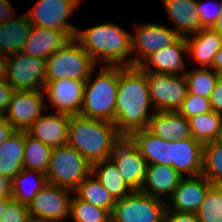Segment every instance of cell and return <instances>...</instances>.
<instances>
[{"label":"cell","instance_id":"cell-1","mask_svg":"<svg viewBox=\"0 0 222 222\" xmlns=\"http://www.w3.org/2000/svg\"><path fill=\"white\" fill-rule=\"evenodd\" d=\"M153 105L145 73L139 67H120L114 125L122 136L146 129Z\"/></svg>","mask_w":222,"mask_h":222},{"label":"cell","instance_id":"cell-2","mask_svg":"<svg viewBox=\"0 0 222 222\" xmlns=\"http://www.w3.org/2000/svg\"><path fill=\"white\" fill-rule=\"evenodd\" d=\"M74 39L97 66L98 63L104 66H132L131 33L114 23L105 22L85 30L77 29Z\"/></svg>","mask_w":222,"mask_h":222},{"label":"cell","instance_id":"cell-3","mask_svg":"<svg viewBox=\"0 0 222 222\" xmlns=\"http://www.w3.org/2000/svg\"><path fill=\"white\" fill-rule=\"evenodd\" d=\"M122 137L114 123L71 115L67 144L91 165L109 159L114 145Z\"/></svg>","mask_w":222,"mask_h":222},{"label":"cell","instance_id":"cell-4","mask_svg":"<svg viewBox=\"0 0 222 222\" xmlns=\"http://www.w3.org/2000/svg\"><path fill=\"white\" fill-rule=\"evenodd\" d=\"M86 80L80 116L114 123L119 84V66H103Z\"/></svg>","mask_w":222,"mask_h":222},{"label":"cell","instance_id":"cell-5","mask_svg":"<svg viewBox=\"0 0 222 222\" xmlns=\"http://www.w3.org/2000/svg\"><path fill=\"white\" fill-rule=\"evenodd\" d=\"M92 165L74 148L65 144L51 151L47 182L74 192L91 174Z\"/></svg>","mask_w":222,"mask_h":222},{"label":"cell","instance_id":"cell-6","mask_svg":"<svg viewBox=\"0 0 222 222\" xmlns=\"http://www.w3.org/2000/svg\"><path fill=\"white\" fill-rule=\"evenodd\" d=\"M97 65L73 38L64 48L46 59V81L59 79L87 80Z\"/></svg>","mask_w":222,"mask_h":222},{"label":"cell","instance_id":"cell-7","mask_svg":"<svg viewBox=\"0 0 222 222\" xmlns=\"http://www.w3.org/2000/svg\"><path fill=\"white\" fill-rule=\"evenodd\" d=\"M166 201L141 191L117 200L110 215L111 222H165Z\"/></svg>","mask_w":222,"mask_h":222},{"label":"cell","instance_id":"cell-8","mask_svg":"<svg viewBox=\"0 0 222 222\" xmlns=\"http://www.w3.org/2000/svg\"><path fill=\"white\" fill-rule=\"evenodd\" d=\"M5 80L15 91H41L46 84V60L24 52L7 56Z\"/></svg>","mask_w":222,"mask_h":222},{"label":"cell","instance_id":"cell-9","mask_svg":"<svg viewBox=\"0 0 222 222\" xmlns=\"http://www.w3.org/2000/svg\"><path fill=\"white\" fill-rule=\"evenodd\" d=\"M144 73L148 82L150 99L153 105L152 112L178 111L188 92L184 74Z\"/></svg>","mask_w":222,"mask_h":222},{"label":"cell","instance_id":"cell-10","mask_svg":"<svg viewBox=\"0 0 222 222\" xmlns=\"http://www.w3.org/2000/svg\"><path fill=\"white\" fill-rule=\"evenodd\" d=\"M131 34L132 67H138L154 52L175 44L181 37L166 25L158 23L135 24Z\"/></svg>","mask_w":222,"mask_h":222},{"label":"cell","instance_id":"cell-11","mask_svg":"<svg viewBox=\"0 0 222 222\" xmlns=\"http://www.w3.org/2000/svg\"><path fill=\"white\" fill-rule=\"evenodd\" d=\"M74 192L47 184L29 203L30 218L43 222H66L70 216L71 196Z\"/></svg>","mask_w":222,"mask_h":222},{"label":"cell","instance_id":"cell-12","mask_svg":"<svg viewBox=\"0 0 222 222\" xmlns=\"http://www.w3.org/2000/svg\"><path fill=\"white\" fill-rule=\"evenodd\" d=\"M82 1L38 0L26 15L33 26L66 31L75 38L77 28L68 21Z\"/></svg>","mask_w":222,"mask_h":222},{"label":"cell","instance_id":"cell-13","mask_svg":"<svg viewBox=\"0 0 222 222\" xmlns=\"http://www.w3.org/2000/svg\"><path fill=\"white\" fill-rule=\"evenodd\" d=\"M109 159L114 163L133 191H140L148 163L128 136H123L113 148Z\"/></svg>","mask_w":222,"mask_h":222},{"label":"cell","instance_id":"cell-14","mask_svg":"<svg viewBox=\"0 0 222 222\" xmlns=\"http://www.w3.org/2000/svg\"><path fill=\"white\" fill-rule=\"evenodd\" d=\"M44 94V90L14 91L4 117L16 130L26 131L44 110H48Z\"/></svg>","mask_w":222,"mask_h":222},{"label":"cell","instance_id":"cell-15","mask_svg":"<svg viewBox=\"0 0 222 222\" xmlns=\"http://www.w3.org/2000/svg\"><path fill=\"white\" fill-rule=\"evenodd\" d=\"M85 83V80L67 78L46 81L44 93L49 101L45 104L59 113L80 115Z\"/></svg>","mask_w":222,"mask_h":222},{"label":"cell","instance_id":"cell-16","mask_svg":"<svg viewBox=\"0 0 222 222\" xmlns=\"http://www.w3.org/2000/svg\"><path fill=\"white\" fill-rule=\"evenodd\" d=\"M212 185L203 175L183 177L166 200V211L196 213Z\"/></svg>","mask_w":222,"mask_h":222},{"label":"cell","instance_id":"cell-17","mask_svg":"<svg viewBox=\"0 0 222 222\" xmlns=\"http://www.w3.org/2000/svg\"><path fill=\"white\" fill-rule=\"evenodd\" d=\"M184 53H187V43L181 37L175 44L151 54L138 67L143 72L182 75L186 72Z\"/></svg>","mask_w":222,"mask_h":222},{"label":"cell","instance_id":"cell-18","mask_svg":"<svg viewBox=\"0 0 222 222\" xmlns=\"http://www.w3.org/2000/svg\"><path fill=\"white\" fill-rule=\"evenodd\" d=\"M71 115L54 112L42 114L27 130V134L52 148L67 144Z\"/></svg>","mask_w":222,"mask_h":222},{"label":"cell","instance_id":"cell-19","mask_svg":"<svg viewBox=\"0 0 222 222\" xmlns=\"http://www.w3.org/2000/svg\"><path fill=\"white\" fill-rule=\"evenodd\" d=\"M72 39L73 37L66 31L32 25L22 52L46 60L57 50L64 48Z\"/></svg>","mask_w":222,"mask_h":222},{"label":"cell","instance_id":"cell-20","mask_svg":"<svg viewBox=\"0 0 222 222\" xmlns=\"http://www.w3.org/2000/svg\"><path fill=\"white\" fill-rule=\"evenodd\" d=\"M203 144L193 137L171 142V166L182 177H195L202 173Z\"/></svg>","mask_w":222,"mask_h":222},{"label":"cell","instance_id":"cell-21","mask_svg":"<svg viewBox=\"0 0 222 222\" xmlns=\"http://www.w3.org/2000/svg\"><path fill=\"white\" fill-rule=\"evenodd\" d=\"M172 29L180 37H188L204 27L197 12V0H162Z\"/></svg>","mask_w":222,"mask_h":222},{"label":"cell","instance_id":"cell-22","mask_svg":"<svg viewBox=\"0 0 222 222\" xmlns=\"http://www.w3.org/2000/svg\"><path fill=\"white\" fill-rule=\"evenodd\" d=\"M182 178L172 166L161 164L148 165L145 180L140 191L166 201L168 197L172 196Z\"/></svg>","mask_w":222,"mask_h":222},{"label":"cell","instance_id":"cell-23","mask_svg":"<svg viewBox=\"0 0 222 222\" xmlns=\"http://www.w3.org/2000/svg\"><path fill=\"white\" fill-rule=\"evenodd\" d=\"M146 129L154 136L168 142L192 137L188 120L178 111L153 112Z\"/></svg>","mask_w":222,"mask_h":222},{"label":"cell","instance_id":"cell-24","mask_svg":"<svg viewBox=\"0 0 222 222\" xmlns=\"http://www.w3.org/2000/svg\"><path fill=\"white\" fill-rule=\"evenodd\" d=\"M187 54L200 68H212L214 56L222 47V37L212 28H203L186 37Z\"/></svg>","mask_w":222,"mask_h":222},{"label":"cell","instance_id":"cell-25","mask_svg":"<svg viewBox=\"0 0 222 222\" xmlns=\"http://www.w3.org/2000/svg\"><path fill=\"white\" fill-rule=\"evenodd\" d=\"M128 137L137 146L148 165L171 166V142L154 136L147 129L134 131Z\"/></svg>","mask_w":222,"mask_h":222},{"label":"cell","instance_id":"cell-26","mask_svg":"<svg viewBox=\"0 0 222 222\" xmlns=\"http://www.w3.org/2000/svg\"><path fill=\"white\" fill-rule=\"evenodd\" d=\"M31 28L26 13L0 24V54L10 56L21 52Z\"/></svg>","mask_w":222,"mask_h":222},{"label":"cell","instance_id":"cell-27","mask_svg":"<svg viewBox=\"0 0 222 222\" xmlns=\"http://www.w3.org/2000/svg\"><path fill=\"white\" fill-rule=\"evenodd\" d=\"M26 131L16 130L0 144V175L12 180L23 169Z\"/></svg>","mask_w":222,"mask_h":222},{"label":"cell","instance_id":"cell-28","mask_svg":"<svg viewBox=\"0 0 222 222\" xmlns=\"http://www.w3.org/2000/svg\"><path fill=\"white\" fill-rule=\"evenodd\" d=\"M91 173L110 193L115 201L121 200L133 192L110 159L93 164Z\"/></svg>","mask_w":222,"mask_h":222},{"label":"cell","instance_id":"cell-29","mask_svg":"<svg viewBox=\"0 0 222 222\" xmlns=\"http://www.w3.org/2000/svg\"><path fill=\"white\" fill-rule=\"evenodd\" d=\"M11 198L22 204L29 203L47 184V177L39 171L22 169L12 180Z\"/></svg>","mask_w":222,"mask_h":222},{"label":"cell","instance_id":"cell-30","mask_svg":"<svg viewBox=\"0 0 222 222\" xmlns=\"http://www.w3.org/2000/svg\"><path fill=\"white\" fill-rule=\"evenodd\" d=\"M191 136L205 144L222 139V115L210 111L188 119Z\"/></svg>","mask_w":222,"mask_h":222},{"label":"cell","instance_id":"cell-31","mask_svg":"<svg viewBox=\"0 0 222 222\" xmlns=\"http://www.w3.org/2000/svg\"><path fill=\"white\" fill-rule=\"evenodd\" d=\"M74 194L79 199L106 210L110 215L116 203L92 173L78 185Z\"/></svg>","mask_w":222,"mask_h":222},{"label":"cell","instance_id":"cell-32","mask_svg":"<svg viewBox=\"0 0 222 222\" xmlns=\"http://www.w3.org/2000/svg\"><path fill=\"white\" fill-rule=\"evenodd\" d=\"M52 147L29 136L26 132L23 168L46 174L49 168Z\"/></svg>","mask_w":222,"mask_h":222},{"label":"cell","instance_id":"cell-33","mask_svg":"<svg viewBox=\"0 0 222 222\" xmlns=\"http://www.w3.org/2000/svg\"><path fill=\"white\" fill-rule=\"evenodd\" d=\"M201 175L213 185H222V139L203 144Z\"/></svg>","mask_w":222,"mask_h":222},{"label":"cell","instance_id":"cell-34","mask_svg":"<svg viewBox=\"0 0 222 222\" xmlns=\"http://www.w3.org/2000/svg\"><path fill=\"white\" fill-rule=\"evenodd\" d=\"M189 93L208 98L218 81L217 73L212 68H194L184 73Z\"/></svg>","mask_w":222,"mask_h":222},{"label":"cell","instance_id":"cell-35","mask_svg":"<svg viewBox=\"0 0 222 222\" xmlns=\"http://www.w3.org/2000/svg\"><path fill=\"white\" fill-rule=\"evenodd\" d=\"M199 222H222V185H212L198 211Z\"/></svg>","mask_w":222,"mask_h":222},{"label":"cell","instance_id":"cell-36","mask_svg":"<svg viewBox=\"0 0 222 222\" xmlns=\"http://www.w3.org/2000/svg\"><path fill=\"white\" fill-rule=\"evenodd\" d=\"M69 217L73 222H111L106 210L85 202L76 195L71 198Z\"/></svg>","mask_w":222,"mask_h":222},{"label":"cell","instance_id":"cell-37","mask_svg":"<svg viewBox=\"0 0 222 222\" xmlns=\"http://www.w3.org/2000/svg\"><path fill=\"white\" fill-rule=\"evenodd\" d=\"M212 111L211 104L208 98H203L193 93L187 92L182 106L178 112L187 120L191 117L205 114Z\"/></svg>","mask_w":222,"mask_h":222},{"label":"cell","instance_id":"cell-38","mask_svg":"<svg viewBox=\"0 0 222 222\" xmlns=\"http://www.w3.org/2000/svg\"><path fill=\"white\" fill-rule=\"evenodd\" d=\"M197 12L202 26L204 28H212L222 14V0L217 3L214 1L203 3L197 0Z\"/></svg>","mask_w":222,"mask_h":222},{"label":"cell","instance_id":"cell-39","mask_svg":"<svg viewBox=\"0 0 222 222\" xmlns=\"http://www.w3.org/2000/svg\"><path fill=\"white\" fill-rule=\"evenodd\" d=\"M30 219L28 205L11 198L6 203L0 222H29Z\"/></svg>","mask_w":222,"mask_h":222},{"label":"cell","instance_id":"cell-40","mask_svg":"<svg viewBox=\"0 0 222 222\" xmlns=\"http://www.w3.org/2000/svg\"><path fill=\"white\" fill-rule=\"evenodd\" d=\"M14 91L6 80H0V116H5Z\"/></svg>","mask_w":222,"mask_h":222},{"label":"cell","instance_id":"cell-41","mask_svg":"<svg viewBox=\"0 0 222 222\" xmlns=\"http://www.w3.org/2000/svg\"><path fill=\"white\" fill-rule=\"evenodd\" d=\"M165 222H199L196 213L166 211Z\"/></svg>","mask_w":222,"mask_h":222},{"label":"cell","instance_id":"cell-42","mask_svg":"<svg viewBox=\"0 0 222 222\" xmlns=\"http://www.w3.org/2000/svg\"><path fill=\"white\" fill-rule=\"evenodd\" d=\"M209 101L212 111L222 115V82L217 81L215 88L209 97Z\"/></svg>","mask_w":222,"mask_h":222},{"label":"cell","instance_id":"cell-43","mask_svg":"<svg viewBox=\"0 0 222 222\" xmlns=\"http://www.w3.org/2000/svg\"><path fill=\"white\" fill-rule=\"evenodd\" d=\"M14 11L8 0H0V24L12 20L16 15Z\"/></svg>","mask_w":222,"mask_h":222},{"label":"cell","instance_id":"cell-44","mask_svg":"<svg viewBox=\"0 0 222 222\" xmlns=\"http://www.w3.org/2000/svg\"><path fill=\"white\" fill-rule=\"evenodd\" d=\"M15 131L16 129L6 120V118L0 116V144L12 136Z\"/></svg>","mask_w":222,"mask_h":222},{"label":"cell","instance_id":"cell-45","mask_svg":"<svg viewBox=\"0 0 222 222\" xmlns=\"http://www.w3.org/2000/svg\"><path fill=\"white\" fill-rule=\"evenodd\" d=\"M12 194L11 180L0 175V200H10Z\"/></svg>","mask_w":222,"mask_h":222},{"label":"cell","instance_id":"cell-46","mask_svg":"<svg viewBox=\"0 0 222 222\" xmlns=\"http://www.w3.org/2000/svg\"><path fill=\"white\" fill-rule=\"evenodd\" d=\"M212 69L217 73L222 70V47L214 56Z\"/></svg>","mask_w":222,"mask_h":222},{"label":"cell","instance_id":"cell-47","mask_svg":"<svg viewBox=\"0 0 222 222\" xmlns=\"http://www.w3.org/2000/svg\"><path fill=\"white\" fill-rule=\"evenodd\" d=\"M7 68V56L0 54V80H5Z\"/></svg>","mask_w":222,"mask_h":222},{"label":"cell","instance_id":"cell-48","mask_svg":"<svg viewBox=\"0 0 222 222\" xmlns=\"http://www.w3.org/2000/svg\"><path fill=\"white\" fill-rule=\"evenodd\" d=\"M212 29L222 37V14L212 26Z\"/></svg>","mask_w":222,"mask_h":222},{"label":"cell","instance_id":"cell-49","mask_svg":"<svg viewBox=\"0 0 222 222\" xmlns=\"http://www.w3.org/2000/svg\"><path fill=\"white\" fill-rule=\"evenodd\" d=\"M8 201L9 200H0V220H1L2 214L4 213V210H5V207H6V203Z\"/></svg>","mask_w":222,"mask_h":222},{"label":"cell","instance_id":"cell-50","mask_svg":"<svg viewBox=\"0 0 222 222\" xmlns=\"http://www.w3.org/2000/svg\"><path fill=\"white\" fill-rule=\"evenodd\" d=\"M218 81L222 82V70L217 72Z\"/></svg>","mask_w":222,"mask_h":222},{"label":"cell","instance_id":"cell-51","mask_svg":"<svg viewBox=\"0 0 222 222\" xmlns=\"http://www.w3.org/2000/svg\"><path fill=\"white\" fill-rule=\"evenodd\" d=\"M29 222H43V221H39V220H33V219H30Z\"/></svg>","mask_w":222,"mask_h":222}]
</instances>
